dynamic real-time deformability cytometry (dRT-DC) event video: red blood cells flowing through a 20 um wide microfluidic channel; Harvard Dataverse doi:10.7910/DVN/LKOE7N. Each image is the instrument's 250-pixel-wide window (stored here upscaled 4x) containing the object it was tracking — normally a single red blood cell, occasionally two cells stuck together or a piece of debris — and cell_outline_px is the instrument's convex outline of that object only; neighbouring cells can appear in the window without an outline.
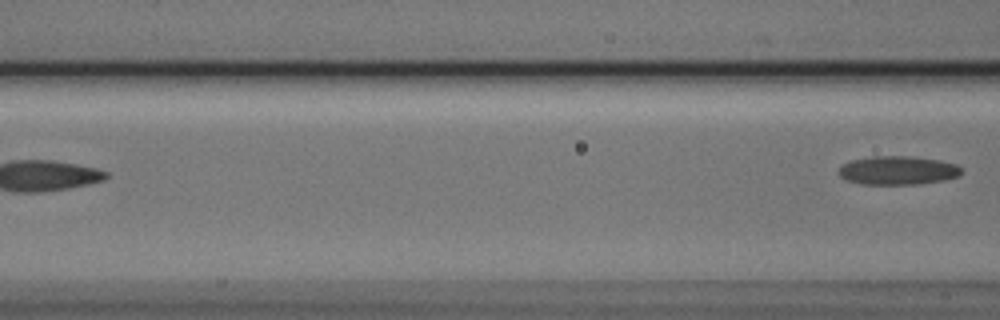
{"species": "Egyptian fruit bat (a non-hibernating species)", "species_latin": "Rousettus aegyptiacus", "temperature_condition": "cold", "stored_images_in_passage": 3, "camera_frame_rate_fps": 3000, "um_per_image_px": 0.085, "animal": {"sex": "male"}, "frame": {"image": 1, "passage_image": 3, "time_ms": 0.667, "image_size_px": [1000, 320], "cell_outline_px": [[960, 176], [944, 180], [916, 184], [860, 184], [848, 180], [840, 176], [836, 172], [840, 164], [848, 160], [872, 156], [908, 156], [940, 160], [956, 164], [960, 168]], "centroid_in_image_um": [76.24, 14.47], "position_along_channel_um": 90.4, "area_um2": 20.69}}